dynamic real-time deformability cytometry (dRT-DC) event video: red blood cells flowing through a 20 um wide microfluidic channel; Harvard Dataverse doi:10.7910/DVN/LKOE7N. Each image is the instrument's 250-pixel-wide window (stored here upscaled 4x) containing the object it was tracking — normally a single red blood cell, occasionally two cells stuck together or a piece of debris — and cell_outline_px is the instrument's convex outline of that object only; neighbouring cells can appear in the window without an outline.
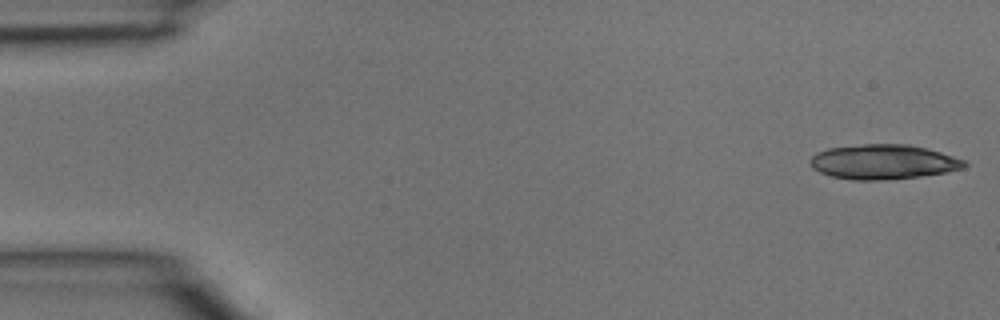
{"species": "common noctule bat (a hibernating species)", "species_latin": "Nyctalus noctula", "temperature_condition": "room temperature", "stored_images_in_passage": 3, "camera_frame_rate_fps": 3000, "um_per_image_px": 0.085, "animal": {"sex": "male", "body_mass_g": 15.6}, "frame": {"image": 1, "passage_image": 1, "time_ms": 0.0, "image_size_px": [1000, 320], "cell_outline_px": [[968, 164], [964, 168], [948, 172], [920, 176], [880, 180], [852, 180], [832, 176], [820, 172], [812, 168], [808, 160], [816, 152], [828, 148], [864, 144], [908, 144], [940, 152], [964, 160]], "centroid_in_image_um": [75.05, 13.76], "position_along_channel_um": 9.9, "area_um2": 31.15}}